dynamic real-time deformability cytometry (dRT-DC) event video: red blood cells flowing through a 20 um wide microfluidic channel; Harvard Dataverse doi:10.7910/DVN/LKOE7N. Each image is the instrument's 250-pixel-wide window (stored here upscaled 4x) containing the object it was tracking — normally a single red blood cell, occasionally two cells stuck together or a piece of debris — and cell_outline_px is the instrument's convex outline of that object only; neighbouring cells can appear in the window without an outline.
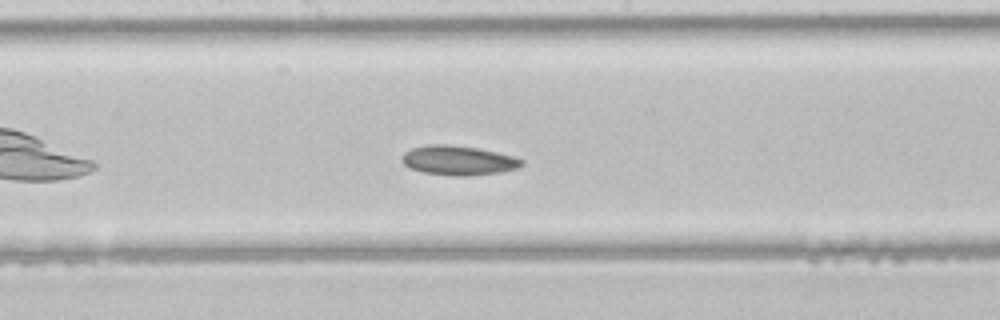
{"species": "common noctule bat (a hibernating species)", "species_latin": "Nyctalus noctula", "temperature_condition": "room temperature", "stored_images_in_passage": 8, "camera_frame_rate_fps": 3000, "um_per_image_px": 0.085, "animal": {"sex": "male", "body_mass_g": 21.5, "forearm_length_mm": 52.0}, "frame": {"image": 1, "passage_image": 8, "time_ms": 2.333, "image_size_px": [1000, 320], "cell_outline_px": [[524, 164], [516, 168], [500, 172], [468, 176], [456, 176], [424, 172], [408, 168], [400, 160], [400, 156], [404, 152], [412, 148], [428, 144], [452, 144], [476, 148], [516, 156], [524, 160]], "centroid_in_image_um": [38.93, 13.62], "position_along_channel_um": 209.3, "area_um2": 20.75}}